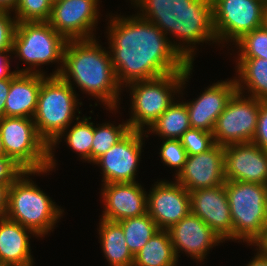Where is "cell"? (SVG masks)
<instances>
[{"label":"cell","instance_id":"6da1fadb","mask_svg":"<svg viewBox=\"0 0 267 266\" xmlns=\"http://www.w3.org/2000/svg\"><path fill=\"white\" fill-rule=\"evenodd\" d=\"M107 16L108 50L118 83L151 80L191 66L155 24L133 15ZM110 19V20H109Z\"/></svg>","mask_w":267,"mask_h":266},{"label":"cell","instance_id":"7a4b0ae2","mask_svg":"<svg viewBox=\"0 0 267 266\" xmlns=\"http://www.w3.org/2000/svg\"><path fill=\"white\" fill-rule=\"evenodd\" d=\"M129 1L135 10H139L136 13L139 17L155 24L166 36L169 35V40L173 39L172 45L190 65H194L200 43L201 46L204 43L218 46L212 0Z\"/></svg>","mask_w":267,"mask_h":266},{"label":"cell","instance_id":"3957f363","mask_svg":"<svg viewBox=\"0 0 267 266\" xmlns=\"http://www.w3.org/2000/svg\"><path fill=\"white\" fill-rule=\"evenodd\" d=\"M98 40H68L59 76L74 90L78 87L116 114L124 89L118 83L108 48H103Z\"/></svg>","mask_w":267,"mask_h":266},{"label":"cell","instance_id":"277c9868","mask_svg":"<svg viewBox=\"0 0 267 266\" xmlns=\"http://www.w3.org/2000/svg\"><path fill=\"white\" fill-rule=\"evenodd\" d=\"M52 170L25 171L9 188L6 217L32 230L38 237L53 232L64 210L56 205L29 176H40Z\"/></svg>","mask_w":267,"mask_h":266},{"label":"cell","instance_id":"5b68a950","mask_svg":"<svg viewBox=\"0 0 267 266\" xmlns=\"http://www.w3.org/2000/svg\"><path fill=\"white\" fill-rule=\"evenodd\" d=\"M67 41L48 22L17 23L12 54L27 66L20 69L17 64L16 72L47 75L42 66L57 63V69L49 76H59Z\"/></svg>","mask_w":267,"mask_h":266},{"label":"cell","instance_id":"8992f818","mask_svg":"<svg viewBox=\"0 0 267 266\" xmlns=\"http://www.w3.org/2000/svg\"><path fill=\"white\" fill-rule=\"evenodd\" d=\"M76 93L60 76L48 75L42 81L33 120L40 137L48 146L80 117L76 113L81 114L79 107L83 103L78 102L80 99Z\"/></svg>","mask_w":267,"mask_h":266},{"label":"cell","instance_id":"52a82bcc","mask_svg":"<svg viewBox=\"0 0 267 266\" xmlns=\"http://www.w3.org/2000/svg\"><path fill=\"white\" fill-rule=\"evenodd\" d=\"M233 222V241L252 244L267 225V185L225 181Z\"/></svg>","mask_w":267,"mask_h":266},{"label":"cell","instance_id":"ba28073f","mask_svg":"<svg viewBox=\"0 0 267 266\" xmlns=\"http://www.w3.org/2000/svg\"><path fill=\"white\" fill-rule=\"evenodd\" d=\"M183 77L184 72H175L126 85L123 89H128L131 95V116L126 119L130 129L147 131L174 102L175 97H179Z\"/></svg>","mask_w":267,"mask_h":266},{"label":"cell","instance_id":"9c48e42d","mask_svg":"<svg viewBox=\"0 0 267 266\" xmlns=\"http://www.w3.org/2000/svg\"><path fill=\"white\" fill-rule=\"evenodd\" d=\"M0 134L5 155L25 171L48 168L49 146L40 137L32 118L3 116Z\"/></svg>","mask_w":267,"mask_h":266},{"label":"cell","instance_id":"30bf717a","mask_svg":"<svg viewBox=\"0 0 267 266\" xmlns=\"http://www.w3.org/2000/svg\"><path fill=\"white\" fill-rule=\"evenodd\" d=\"M265 3L266 0H212L218 45H233L244 34L263 26Z\"/></svg>","mask_w":267,"mask_h":266},{"label":"cell","instance_id":"8fae6325","mask_svg":"<svg viewBox=\"0 0 267 266\" xmlns=\"http://www.w3.org/2000/svg\"><path fill=\"white\" fill-rule=\"evenodd\" d=\"M260 103V100L236 91L216 120L212 132L215 144L225 147L252 142Z\"/></svg>","mask_w":267,"mask_h":266},{"label":"cell","instance_id":"7c38bea8","mask_svg":"<svg viewBox=\"0 0 267 266\" xmlns=\"http://www.w3.org/2000/svg\"><path fill=\"white\" fill-rule=\"evenodd\" d=\"M145 137H149L145 132L131 129L93 163L101 168L102 184L138 182L136 177Z\"/></svg>","mask_w":267,"mask_h":266},{"label":"cell","instance_id":"4fadbf2b","mask_svg":"<svg viewBox=\"0 0 267 266\" xmlns=\"http://www.w3.org/2000/svg\"><path fill=\"white\" fill-rule=\"evenodd\" d=\"M100 0L53 1L48 23L67 40L96 38ZM95 31V32H94Z\"/></svg>","mask_w":267,"mask_h":266},{"label":"cell","instance_id":"5bb4252c","mask_svg":"<svg viewBox=\"0 0 267 266\" xmlns=\"http://www.w3.org/2000/svg\"><path fill=\"white\" fill-rule=\"evenodd\" d=\"M190 212L189 192L176 180H157L147 191V213L159 230H168Z\"/></svg>","mask_w":267,"mask_h":266},{"label":"cell","instance_id":"9a60e30c","mask_svg":"<svg viewBox=\"0 0 267 266\" xmlns=\"http://www.w3.org/2000/svg\"><path fill=\"white\" fill-rule=\"evenodd\" d=\"M177 260L184 253L196 263L207 260L213 247L224 241L198 216L190 212L168 230ZM207 255V256H206Z\"/></svg>","mask_w":267,"mask_h":266},{"label":"cell","instance_id":"2e32d148","mask_svg":"<svg viewBox=\"0 0 267 266\" xmlns=\"http://www.w3.org/2000/svg\"><path fill=\"white\" fill-rule=\"evenodd\" d=\"M188 192L225 184L224 146L215 144L196 155H187L183 169L174 176Z\"/></svg>","mask_w":267,"mask_h":266},{"label":"cell","instance_id":"e0dca14e","mask_svg":"<svg viewBox=\"0 0 267 266\" xmlns=\"http://www.w3.org/2000/svg\"><path fill=\"white\" fill-rule=\"evenodd\" d=\"M191 212L200 217L224 242L233 241V222L225 184L189 192Z\"/></svg>","mask_w":267,"mask_h":266},{"label":"cell","instance_id":"ac0fdd59","mask_svg":"<svg viewBox=\"0 0 267 266\" xmlns=\"http://www.w3.org/2000/svg\"><path fill=\"white\" fill-rule=\"evenodd\" d=\"M225 180L267 185V151L252 142L224 147Z\"/></svg>","mask_w":267,"mask_h":266},{"label":"cell","instance_id":"d6986e66","mask_svg":"<svg viewBox=\"0 0 267 266\" xmlns=\"http://www.w3.org/2000/svg\"><path fill=\"white\" fill-rule=\"evenodd\" d=\"M139 182L107 183L101 185L104 210L101 218L107 221L141 216L147 213V192Z\"/></svg>","mask_w":267,"mask_h":266},{"label":"cell","instance_id":"ffe728a7","mask_svg":"<svg viewBox=\"0 0 267 266\" xmlns=\"http://www.w3.org/2000/svg\"><path fill=\"white\" fill-rule=\"evenodd\" d=\"M236 91V80L230 78L212 83L197 98L185 101L191 128L212 133L218 116Z\"/></svg>","mask_w":267,"mask_h":266},{"label":"cell","instance_id":"44dd1931","mask_svg":"<svg viewBox=\"0 0 267 266\" xmlns=\"http://www.w3.org/2000/svg\"><path fill=\"white\" fill-rule=\"evenodd\" d=\"M38 236L16 221L0 217V263L9 266H34L31 237ZM34 263V264H33Z\"/></svg>","mask_w":267,"mask_h":266},{"label":"cell","instance_id":"7402d4cb","mask_svg":"<svg viewBox=\"0 0 267 266\" xmlns=\"http://www.w3.org/2000/svg\"><path fill=\"white\" fill-rule=\"evenodd\" d=\"M47 76L38 73H18L11 80L5 101L4 116L33 119L41 83Z\"/></svg>","mask_w":267,"mask_h":266},{"label":"cell","instance_id":"603a6c76","mask_svg":"<svg viewBox=\"0 0 267 266\" xmlns=\"http://www.w3.org/2000/svg\"><path fill=\"white\" fill-rule=\"evenodd\" d=\"M192 71L193 65L189 66L184 71L183 82L178 97L179 101L176 97V100H174L169 108L150 126L147 131H145L147 136L153 133L152 135H157L160 139L180 140L183 133L191 128L186 104L184 100L180 101V98L184 95L183 91L186 89L185 84H188L186 82H189Z\"/></svg>","mask_w":267,"mask_h":266},{"label":"cell","instance_id":"cb8c5ba5","mask_svg":"<svg viewBox=\"0 0 267 266\" xmlns=\"http://www.w3.org/2000/svg\"><path fill=\"white\" fill-rule=\"evenodd\" d=\"M91 116H83L82 118H78L76 122L70 124L57 138L56 140L49 146V161L48 168L53 171L56 169L55 157V148L57 149V145L62 142H66L69 149L71 148L73 152L78 154L83 162L87 161V163L91 164V148H92V140L94 134V124L91 120ZM73 125V126H71Z\"/></svg>","mask_w":267,"mask_h":266},{"label":"cell","instance_id":"d4e9b609","mask_svg":"<svg viewBox=\"0 0 267 266\" xmlns=\"http://www.w3.org/2000/svg\"><path fill=\"white\" fill-rule=\"evenodd\" d=\"M235 59L237 60H235L236 77L234 78L237 91L260 101H267V60L263 58Z\"/></svg>","mask_w":267,"mask_h":266},{"label":"cell","instance_id":"484cf974","mask_svg":"<svg viewBox=\"0 0 267 266\" xmlns=\"http://www.w3.org/2000/svg\"><path fill=\"white\" fill-rule=\"evenodd\" d=\"M99 220V243L109 266H133L134 255L126 245L122 226L118 222Z\"/></svg>","mask_w":267,"mask_h":266},{"label":"cell","instance_id":"4316f807","mask_svg":"<svg viewBox=\"0 0 267 266\" xmlns=\"http://www.w3.org/2000/svg\"><path fill=\"white\" fill-rule=\"evenodd\" d=\"M167 230H158L134 255L133 266H178Z\"/></svg>","mask_w":267,"mask_h":266},{"label":"cell","instance_id":"83f0119b","mask_svg":"<svg viewBox=\"0 0 267 266\" xmlns=\"http://www.w3.org/2000/svg\"><path fill=\"white\" fill-rule=\"evenodd\" d=\"M123 229L126 245L135 255L159 230L153 218L148 214L131 217L118 222Z\"/></svg>","mask_w":267,"mask_h":266},{"label":"cell","instance_id":"f1b7e54d","mask_svg":"<svg viewBox=\"0 0 267 266\" xmlns=\"http://www.w3.org/2000/svg\"><path fill=\"white\" fill-rule=\"evenodd\" d=\"M119 125L104 122L94 125V134L91 148V163L106 153L114 144L121 140L131 129L127 121Z\"/></svg>","mask_w":267,"mask_h":266},{"label":"cell","instance_id":"f546056e","mask_svg":"<svg viewBox=\"0 0 267 266\" xmlns=\"http://www.w3.org/2000/svg\"><path fill=\"white\" fill-rule=\"evenodd\" d=\"M233 45L236 58H263L267 60V30L261 26L244 34Z\"/></svg>","mask_w":267,"mask_h":266},{"label":"cell","instance_id":"4dcf8cb0","mask_svg":"<svg viewBox=\"0 0 267 266\" xmlns=\"http://www.w3.org/2000/svg\"><path fill=\"white\" fill-rule=\"evenodd\" d=\"M52 0H18L12 13L20 22H48L52 11Z\"/></svg>","mask_w":267,"mask_h":266},{"label":"cell","instance_id":"1f68e13d","mask_svg":"<svg viewBox=\"0 0 267 266\" xmlns=\"http://www.w3.org/2000/svg\"><path fill=\"white\" fill-rule=\"evenodd\" d=\"M162 144L159 148V156L163 164L173 168L175 176L183 169L186 162L187 153L182 146L181 140L176 139H161Z\"/></svg>","mask_w":267,"mask_h":266},{"label":"cell","instance_id":"d6a6232c","mask_svg":"<svg viewBox=\"0 0 267 266\" xmlns=\"http://www.w3.org/2000/svg\"><path fill=\"white\" fill-rule=\"evenodd\" d=\"M180 140L187 155L204 153L215 145L213 134L200 129L190 128Z\"/></svg>","mask_w":267,"mask_h":266},{"label":"cell","instance_id":"836d02e7","mask_svg":"<svg viewBox=\"0 0 267 266\" xmlns=\"http://www.w3.org/2000/svg\"><path fill=\"white\" fill-rule=\"evenodd\" d=\"M11 11L0 10V51H12L13 39L17 26L15 16Z\"/></svg>","mask_w":267,"mask_h":266},{"label":"cell","instance_id":"e575fe53","mask_svg":"<svg viewBox=\"0 0 267 266\" xmlns=\"http://www.w3.org/2000/svg\"><path fill=\"white\" fill-rule=\"evenodd\" d=\"M25 170L9 156H0V183L15 182Z\"/></svg>","mask_w":267,"mask_h":266},{"label":"cell","instance_id":"d590c367","mask_svg":"<svg viewBox=\"0 0 267 266\" xmlns=\"http://www.w3.org/2000/svg\"><path fill=\"white\" fill-rule=\"evenodd\" d=\"M252 143L267 151V101H261L258 122Z\"/></svg>","mask_w":267,"mask_h":266},{"label":"cell","instance_id":"8d00e7d4","mask_svg":"<svg viewBox=\"0 0 267 266\" xmlns=\"http://www.w3.org/2000/svg\"><path fill=\"white\" fill-rule=\"evenodd\" d=\"M12 51H0V79L11 78L16 70L11 71V62L13 58Z\"/></svg>","mask_w":267,"mask_h":266},{"label":"cell","instance_id":"74e56055","mask_svg":"<svg viewBox=\"0 0 267 266\" xmlns=\"http://www.w3.org/2000/svg\"><path fill=\"white\" fill-rule=\"evenodd\" d=\"M17 74L16 72L11 78L0 79V119L4 116L5 101L10 90L11 80Z\"/></svg>","mask_w":267,"mask_h":266},{"label":"cell","instance_id":"f35d334b","mask_svg":"<svg viewBox=\"0 0 267 266\" xmlns=\"http://www.w3.org/2000/svg\"><path fill=\"white\" fill-rule=\"evenodd\" d=\"M12 183H0V217H5L8 210L9 188Z\"/></svg>","mask_w":267,"mask_h":266},{"label":"cell","instance_id":"ab89813d","mask_svg":"<svg viewBox=\"0 0 267 266\" xmlns=\"http://www.w3.org/2000/svg\"><path fill=\"white\" fill-rule=\"evenodd\" d=\"M255 251H258L263 256L267 257V225L265 226L261 236L252 244Z\"/></svg>","mask_w":267,"mask_h":266},{"label":"cell","instance_id":"60d3db41","mask_svg":"<svg viewBox=\"0 0 267 266\" xmlns=\"http://www.w3.org/2000/svg\"><path fill=\"white\" fill-rule=\"evenodd\" d=\"M247 266H267V257L260 254L258 251L252 257V260L250 259V262L246 264Z\"/></svg>","mask_w":267,"mask_h":266},{"label":"cell","instance_id":"b9f144b4","mask_svg":"<svg viewBox=\"0 0 267 266\" xmlns=\"http://www.w3.org/2000/svg\"><path fill=\"white\" fill-rule=\"evenodd\" d=\"M18 0H0V10L14 11Z\"/></svg>","mask_w":267,"mask_h":266},{"label":"cell","instance_id":"7bdbcfd3","mask_svg":"<svg viewBox=\"0 0 267 266\" xmlns=\"http://www.w3.org/2000/svg\"><path fill=\"white\" fill-rule=\"evenodd\" d=\"M263 27L267 30V0L264 8Z\"/></svg>","mask_w":267,"mask_h":266},{"label":"cell","instance_id":"ee69618b","mask_svg":"<svg viewBox=\"0 0 267 266\" xmlns=\"http://www.w3.org/2000/svg\"><path fill=\"white\" fill-rule=\"evenodd\" d=\"M5 155V151L3 148V143H2V139H1V134H0V156Z\"/></svg>","mask_w":267,"mask_h":266},{"label":"cell","instance_id":"f6af8a7d","mask_svg":"<svg viewBox=\"0 0 267 266\" xmlns=\"http://www.w3.org/2000/svg\"><path fill=\"white\" fill-rule=\"evenodd\" d=\"M0 266H9V265H6V264H2V263H0Z\"/></svg>","mask_w":267,"mask_h":266}]
</instances>
